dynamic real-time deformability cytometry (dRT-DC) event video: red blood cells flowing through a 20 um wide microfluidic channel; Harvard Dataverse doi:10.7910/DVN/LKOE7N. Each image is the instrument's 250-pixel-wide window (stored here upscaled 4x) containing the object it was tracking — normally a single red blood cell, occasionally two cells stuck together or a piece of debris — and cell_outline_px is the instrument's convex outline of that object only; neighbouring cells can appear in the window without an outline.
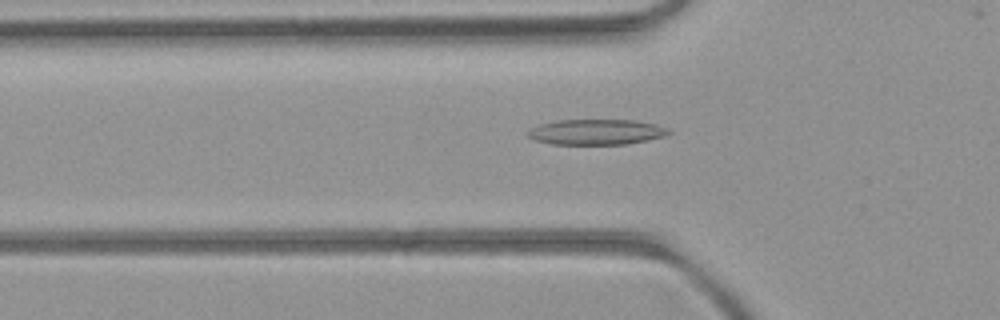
{"species": "common noctule bat (a hibernating species)", "species_latin": "Nyctalus noctula", "temperature_condition": "room temperature", "stored_images_in_passage": 49, "camera_frame_rate_fps": 3000, "um_per_image_px": 0.085, "animal": {"sex": "female", "body_mass_g": 21.9}, "frame": {"image": 1, "passage_image": 15, "time_ms": 4.667, "image_size_px": [1000, 320], "cell_outline_px": [[672, 132], [664, 136], [624, 144], [552, 144], [536, 140], [528, 136], [528, 132], [532, 128], [540, 124], [556, 120], [636, 120], [656, 124], [668, 128]], "centroid_in_image_um": [50.7, 11.21], "position_along_channel_um": 75.1, "area_um2": 20.69}}
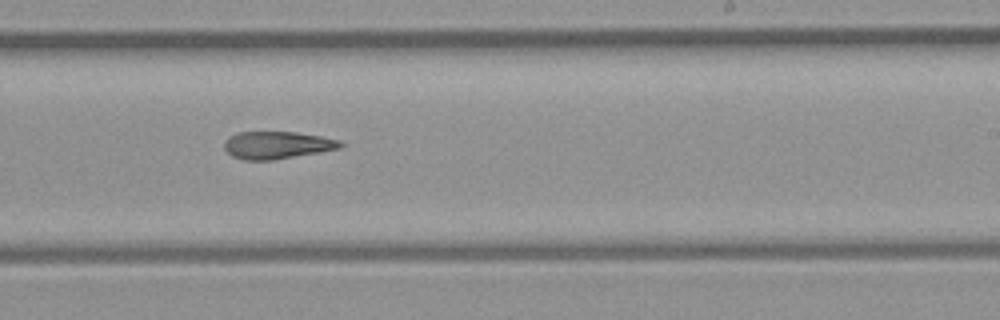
{"frame": {"image": 2, "passage_image": 29, "time_ms": 9.333, "image_size_px": [1000, 320], "cell_outline_px": [[344, 144], [340, 148], [272, 160], [244, 160], [232, 156], [224, 148], [224, 144], [228, 136], [236, 132], [296, 132], [320, 136], [340, 140]], "centroid_in_image_um": [23.52, 12.32], "position_along_channel_um": 265.5, "area_um2": 18.44}}
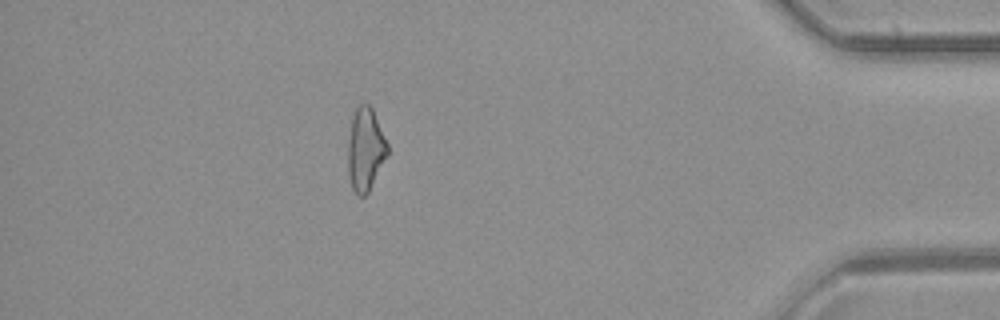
{"frame": {"image": 3, "passage_image": 43, "time_ms": 14.0, "image_size_px": [1000, 320], "cell_outline_px": [[388, 156], [368, 192], [364, 196], [356, 196], [352, 188], [348, 172], [348, 140], [352, 116], [356, 108], [360, 104], [368, 104], [372, 108], [388, 144]], "centroid_in_image_um": [31.06, 12.72], "position_along_channel_um": 404.1, "area_um2": 19.19}, "authors_computed_cell_mechanics": {"area_um2": 19.363, "velocity_mm_per_s": 4.0546, "shape_relaxation_time_tau1_ms": null, "shape_relaxation_time_tau2_ms": 9.8467, "deformation_change_tau1": null, "deformation_change_tau2": 0.2455}}